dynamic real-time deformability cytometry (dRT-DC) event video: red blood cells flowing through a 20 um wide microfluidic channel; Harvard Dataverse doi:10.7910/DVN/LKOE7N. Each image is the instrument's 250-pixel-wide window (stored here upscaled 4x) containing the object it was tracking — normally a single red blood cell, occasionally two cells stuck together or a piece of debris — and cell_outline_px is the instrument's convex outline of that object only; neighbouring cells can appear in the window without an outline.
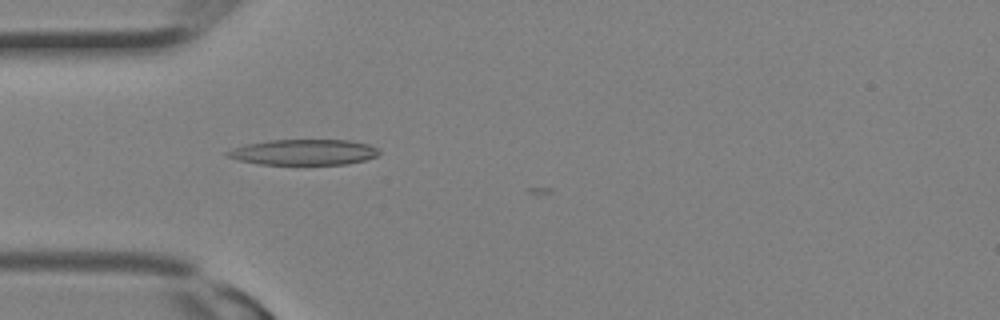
{"species": "Egyptian fruit bat (a non-hibernating species)", "species_latin": "Rousettus aegyptiacus", "temperature_condition": "room temperature", "stored_images_in_passage": 4, "camera_frame_rate_fps": 3000, "um_per_image_px": 0.085, "animal": {"sex": "female"}, "frame": {"image": 1, "passage_image": 4, "time_ms": 1.0, "image_size_px": [1000, 320], "cell_outline_px": [[380, 152], [376, 156], [364, 160], [348, 164], [260, 164], [240, 160], [224, 156], [224, 152], [248, 144], [268, 140], [348, 140], [368, 144], [376, 148]], "centroid_in_image_um": [25.82, 12.93], "position_along_channel_um": 59.2, "area_um2": 22.43}}